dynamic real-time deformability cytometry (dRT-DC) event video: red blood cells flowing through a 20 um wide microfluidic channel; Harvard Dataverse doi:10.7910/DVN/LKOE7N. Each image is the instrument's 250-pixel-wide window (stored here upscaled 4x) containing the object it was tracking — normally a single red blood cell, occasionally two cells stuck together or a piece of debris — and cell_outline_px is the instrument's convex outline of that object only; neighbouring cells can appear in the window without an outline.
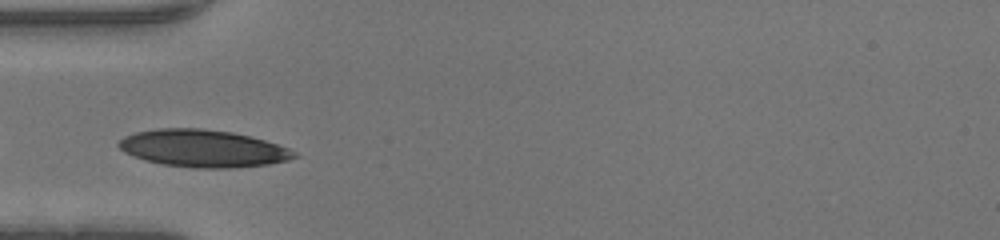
{"species": "human", "species_latin": "Homo sapiens", "temperature_condition": "warm", "stored_images_in_passage": 24, "camera_frame_rate_fps": 3000, "um_per_image_px": 0.085, "donor": {"sex": "male"}, "frame": {"image": 1, "passage_image": 1, "time_ms": 0.0, "image_size_px": [1000, 240], "cell_outline_px": [[300, 156], [288, 160], [268, 164], [232, 168], [192, 168], [164, 164], [144, 160], [124, 152], [116, 144], [124, 136], [136, 132], [156, 128], [200, 128], [232, 132], [252, 136], [288, 148], [296, 152]], "centroid_in_image_um": [17.25, 12.61], "position_along_channel_um": 67.7, "area_um2": 38.26}}
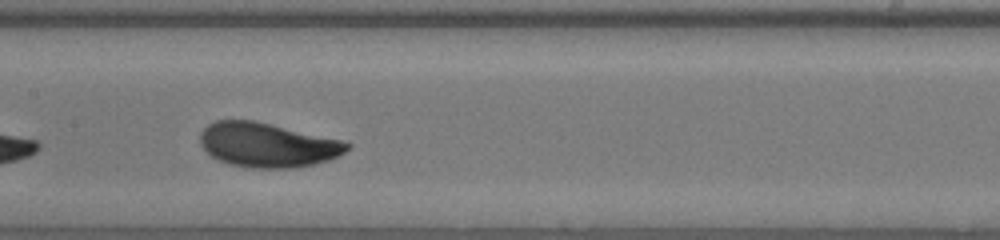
{"frame": {"image": 2, "passage_image": 9, "time_ms": 2.667, "image_size_px": [1000, 240], "cell_outline_px": [[352, 144], [344, 152], [328, 160], [312, 164], [292, 168], [252, 168], [228, 164], [216, 160], [200, 144], [200, 132], [208, 124], [216, 120], [252, 120], [340, 140]], "centroid_in_image_um": [22.67, 12.33], "position_along_channel_um": 184.7, "area_um2": 37.63}}
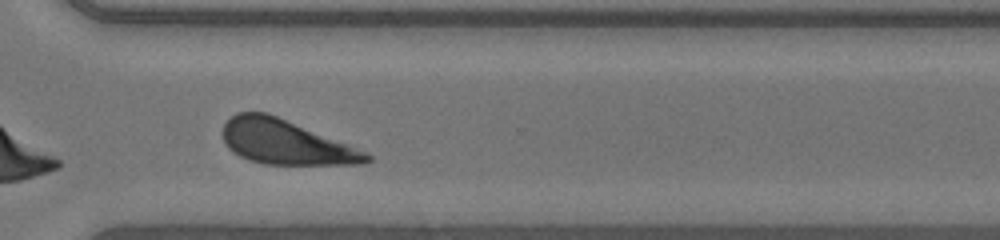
{"frame": {"image": 3, "passage_image": 20, "time_ms": 6.333, "image_size_px": [1000, 240], "cell_outline_px": [[372, 160], [364, 164], [264, 164], [240, 156], [228, 148], [220, 132], [224, 124], [236, 112], [268, 112], [368, 152], [372, 156]], "centroid_in_image_um": [24.27, 12.07], "position_along_channel_um": 346.3, "area_um2": 37.22}}